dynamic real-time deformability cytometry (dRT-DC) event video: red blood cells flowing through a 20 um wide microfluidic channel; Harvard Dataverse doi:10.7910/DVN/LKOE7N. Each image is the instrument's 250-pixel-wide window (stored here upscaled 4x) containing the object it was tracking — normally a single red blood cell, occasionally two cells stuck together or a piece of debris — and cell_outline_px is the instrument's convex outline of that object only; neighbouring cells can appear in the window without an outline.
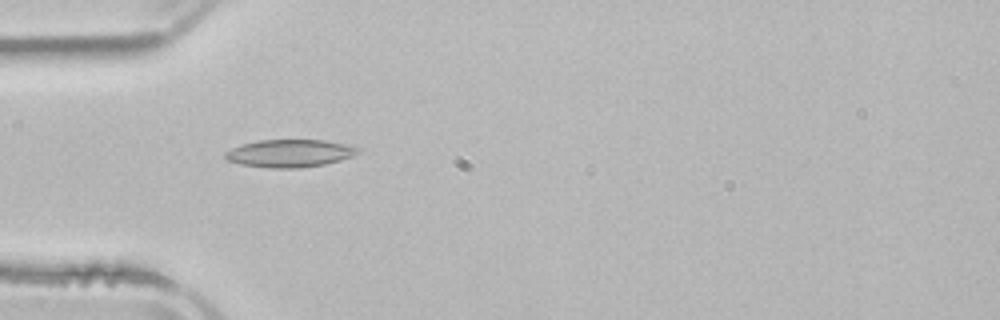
{"species": "common noctule bat (a hibernating species)", "species_latin": "Nyctalus noctula", "temperature_condition": "room temperature", "stored_images_in_passage": 4, "camera_frame_rate_fps": 3000, "um_per_image_px": 0.085, "animal": {"sex": "male", "body_mass_g": 21.5, "forearm_length_mm": 52.0}, "frame": {"image": 1, "passage_image": 3, "time_ms": 4.0, "image_size_px": [1000, 320], "cell_outline_px": [[360, 152], [352, 156], [340, 160], [324, 164], [300, 168], [268, 168], [240, 164], [228, 160], [224, 156], [224, 152], [232, 148], [244, 144], [260, 140], [324, 140], [344, 144], [360, 148]], "centroid_in_image_um": [24.63, 13.04], "position_along_channel_um": 60.4, "area_um2": 21.27}}
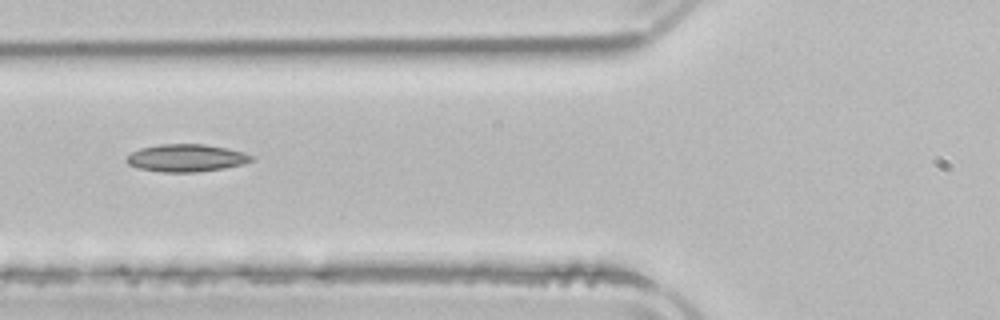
{"frame": {"image": 2, "passage_image": 4, "time_ms": 5.333, "image_size_px": [1000, 320], "cell_outline_px": [[256, 160], [244, 164], [224, 168], [196, 172], [164, 172], [136, 168], [128, 164], [124, 160], [132, 152], [140, 148], [160, 144], [204, 144], [244, 152], [256, 156]], "centroid_in_image_um": [15.86, 13.43], "position_along_channel_um": 109.9, "area_um2": 20.17}}